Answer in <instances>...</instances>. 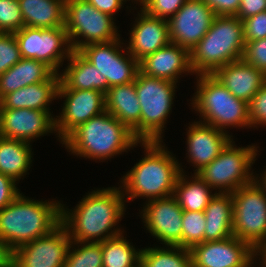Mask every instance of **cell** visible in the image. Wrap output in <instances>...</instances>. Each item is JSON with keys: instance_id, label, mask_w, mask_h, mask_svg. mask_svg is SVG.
Here are the masks:
<instances>
[{"instance_id": "12", "label": "cell", "mask_w": 266, "mask_h": 267, "mask_svg": "<svg viewBox=\"0 0 266 267\" xmlns=\"http://www.w3.org/2000/svg\"><path fill=\"white\" fill-rule=\"evenodd\" d=\"M121 41L119 38L107 43L89 44L78 51L106 77L109 87L135 81L139 71V62L126 47L123 49Z\"/></svg>"}, {"instance_id": "24", "label": "cell", "mask_w": 266, "mask_h": 267, "mask_svg": "<svg viewBox=\"0 0 266 267\" xmlns=\"http://www.w3.org/2000/svg\"><path fill=\"white\" fill-rule=\"evenodd\" d=\"M60 73L49 80L27 85L5 95L0 100V109H36L50 112L49 104L58 98Z\"/></svg>"}, {"instance_id": "6", "label": "cell", "mask_w": 266, "mask_h": 267, "mask_svg": "<svg viewBox=\"0 0 266 267\" xmlns=\"http://www.w3.org/2000/svg\"><path fill=\"white\" fill-rule=\"evenodd\" d=\"M196 79V92L190 101L200 114V122L226 133L229 127L250 128L247 102L237 99L213 74H199Z\"/></svg>"}, {"instance_id": "10", "label": "cell", "mask_w": 266, "mask_h": 267, "mask_svg": "<svg viewBox=\"0 0 266 267\" xmlns=\"http://www.w3.org/2000/svg\"><path fill=\"white\" fill-rule=\"evenodd\" d=\"M231 194L233 235L255 250L266 241V192L254 180Z\"/></svg>"}, {"instance_id": "34", "label": "cell", "mask_w": 266, "mask_h": 267, "mask_svg": "<svg viewBox=\"0 0 266 267\" xmlns=\"http://www.w3.org/2000/svg\"><path fill=\"white\" fill-rule=\"evenodd\" d=\"M204 211H185L182 213V248L191 249L204 242Z\"/></svg>"}, {"instance_id": "33", "label": "cell", "mask_w": 266, "mask_h": 267, "mask_svg": "<svg viewBox=\"0 0 266 267\" xmlns=\"http://www.w3.org/2000/svg\"><path fill=\"white\" fill-rule=\"evenodd\" d=\"M64 267H103L101 242L72 241Z\"/></svg>"}, {"instance_id": "1", "label": "cell", "mask_w": 266, "mask_h": 267, "mask_svg": "<svg viewBox=\"0 0 266 267\" xmlns=\"http://www.w3.org/2000/svg\"><path fill=\"white\" fill-rule=\"evenodd\" d=\"M124 199L121 186L93 190L73 210L62 204L61 223L73 242H103L124 233L117 226L127 208Z\"/></svg>"}, {"instance_id": "15", "label": "cell", "mask_w": 266, "mask_h": 267, "mask_svg": "<svg viewBox=\"0 0 266 267\" xmlns=\"http://www.w3.org/2000/svg\"><path fill=\"white\" fill-rule=\"evenodd\" d=\"M193 267H254L255 250L234 235L205 241L190 249Z\"/></svg>"}, {"instance_id": "23", "label": "cell", "mask_w": 266, "mask_h": 267, "mask_svg": "<svg viewBox=\"0 0 266 267\" xmlns=\"http://www.w3.org/2000/svg\"><path fill=\"white\" fill-rule=\"evenodd\" d=\"M106 111L125 124L141 141V106L135 81L111 86L105 94Z\"/></svg>"}, {"instance_id": "47", "label": "cell", "mask_w": 266, "mask_h": 267, "mask_svg": "<svg viewBox=\"0 0 266 267\" xmlns=\"http://www.w3.org/2000/svg\"><path fill=\"white\" fill-rule=\"evenodd\" d=\"M254 180L266 192V169L263 171L260 177L259 174H256Z\"/></svg>"}, {"instance_id": "48", "label": "cell", "mask_w": 266, "mask_h": 267, "mask_svg": "<svg viewBox=\"0 0 266 267\" xmlns=\"http://www.w3.org/2000/svg\"><path fill=\"white\" fill-rule=\"evenodd\" d=\"M134 267H143L142 263L140 262L139 264L135 265Z\"/></svg>"}, {"instance_id": "37", "label": "cell", "mask_w": 266, "mask_h": 267, "mask_svg": "<svg viewBox=\"0 0 266 267\" xmlns=\"http://www.w3.org/2000/svg\"><path fill=\"white\" fill-rule=\"evenodd\" d=\"M20 59L19 45L14 33L0 32V75Z\"/></svg>"}, {"instance_id": "28", "label": "cell", "mask_w": 266, "mask_h": 267, "mask_svg": "<svg viewBox=\"0 0 266 267\" xmlns=\"http://www.w3.org/2000/svg\"><path fill=\"white\" fill-rule=\"evenodd\" d=\"M24 26L56 28L65 26L66 0H18Z\"/></svg>"}, {"instance_id": "13", "label": "cell", "mask_w": 266, "mask_h": 267, "mask_svg": "<svg viewBox=\"0 0 266 267\" xmlns=\"http://www.w3.org/2000/svg\"><path fill=\"white\" fill-rule=\"evenodd\" d=\"M64 99L60 116H55L59 142L80 124L106 111L105 94L99 90L58 89V99Z\"/></svg>"}, {"instance_id": "45", "label": "cell", "mask_w": 266, "mask_h": 267, "mask_svg": "<svg viewBox=\"0 0 266 267\" xmlns=\"http://www.w3.org/2000/svg\"><path fill=\"white\" fill-rule=\"evenodd\" d=\"M14 250L0 239V267H13Z\"/></svg>"}, {"instance_id": "42", "label": "cell", "mask_w": 266, "mask_h": 267, "mask_svg": "<svg viewBox=\"0 0 266 267\" xmlns=\"http://www.w3.org/2000/svg\"><path fill=\"white\" fill-rule=\"evenodd\" d=\"M216 16H236L241 0H202Z\"/></svg>"}, {"instance_id": "49", "label": "cell", "mask_w": 266, "mask_h": 267, "mask_svg": "<svg viewBox=\"0 0 266 267\" xmlns=\"http://www.w3.org/2000/svg\"><path fill=\"white\" fill-rule=\"evenodd\" d=\"M260 263H261L260 264L261 267H266L261 261H260Z\"/></svg>"}, {"instance_id": "39", "label": "cell", "mask_w": 266, "mask_h": 267, "mask_svg": "<svg viewBox=\"0 0 266 267\" xmlns=\"http://www.w3.org/2000/svg\"><path fill=\"white\" fill-rule=\"evenodd\" d=\"M250 128L266 126V82L248 104Z\"/></svg>"}, {"instance_id": "8", "label": "cell", "mask_w": 266, "mask_h": 267, "mask_svg": "<svg viewBox=\"0 0 266 267\" xmlns=\"http://www.w3.org/2000/svg\"><path fill=\"white\" fill-rule=\"evenodd\" d=\"M176 84L138 71L135 89L141 106V141H163L162 134L172 111Z\"/></svg>"}, {"instance_id": "20", "label": "cell", "mask_w": 266, "mask_h": 267, "mask_svg": "<svg viewBox=\"0 0 266 267\" xmlns=\"http://www.w3.org/2000/svg\"><path fill=\"white\" fill-rule=\"evenodd\" d=\"M134 23L129 43L124 46L138 62L171 42L166 19L151 17L140 10Z\"/></svg>"}, {"instance_id": "44", "label": "cell", "mask_w": 266, "mask_h": 267, "mask_svg": "<svg viewBox=\"0 0 266 267\" xmlns=\"http://www.w3.org/2000/svg\"><path fill=\"white\" fill-rule=\"evenodd\" d=\"M100 12L106 13L110 16H115L116 12L118 13L119 9L121 10L122 6L128 0H87ZM130 1V0H129ZM136 0H132V3Z\"/></svg>"}, {"instance_id": "32", "label": "cell", "mask_w": 266, "mask_h": 267, "mask_svg": "<svg viewBox=\"0 0 266 267\" xmlns=\"http://www.w3.org/2000/svg\"><path fill=\"white\" fill-rule=\"evenodd\" d=\"M141 263L143 267H193L189 249L169 245L143 248Z\"/></svg>"}, {"instance_id": "18", "label": "cell", "mask_w": 266, "mask_h": 267, "mask_svg": "<svg viewBox=\"0 0 266 267\" xmlns=\"http://www.w3.org/2000/svg\"><path fill=\"white\" fill-rule=\"evenodd\" d=\"M54 132L55 117L51 112L25 108L0 109L1 137L31 144L35 138Z\"/></svg>"}, {"instance_id": "22", "label": "cell", "mask_w": 266, "mask_h": 267, "mask_svg": "<svg viewBox=\"0 0 266 267\" xmlns=\"http://www.w3.org/2000/svg\"><path fill=\"white\" fill-rule=\"evenodd\" d=\"M213 75L237 98L249 104L266 82V75L242 59L218 68Z\"/></svg>"}, {"instance_id": "38", "label": "cell", "mask_w": 266, "mask_h": 267, "mask_svg": "<svg viewBox=\"0 0 266 267\" xmlns=\"http://www.w3.org/2000/svg\"><path fill=\"white\" fill-rule=\"evenodd\" d=\"M242 60L266 75V38L245 43Z\"/></svg>"}, {"instance_id": "30", "label": "cell", "mask_w": 266, "mask_h": 267, "mask_svg": "<svg viewBox=\"0 0 266 267\" xmlns=\"http://www.w3.org/2000/svg\"><path fill=\"white\" fill-rule=\"evenodd\" d=\"M186 176L184 171L179 174L173 196L182 210L204 211L217 191L213 194V189L195 173Z\"/></svg>"}, {"instance_id": "46", "label": "cell", "mask_w": 266, "mask_h": 267, "mask_svg": "<svg viewBox=\"0 0 266 267\" xmlns=\"http://www.w3.org/2000/svg\"><path fill=\"white\" fill-rule=\"evenodd\" d=\"M255 256L256 258H260L259 261L261 260V262L266 266V241L255 249Z\"/></svg>"}, {"instance_id": "11", "label": "cell", "mask_w": 266, "mask_h": 267, "mask_svg": "<svg viewBox=\"0 0 266 267\" xmlns=\"http://www.w3.org/2000/svg\"><path fill=\"white\" fill-rule=\"evenodd\" d=\"M14 35L21 58L43 62L55 73H60V66L74 51L65 26L44 29L24 26Z\"/></svg>"}, {"instance_id": "43", "label": "cell", "mask_w": 266, "mask_h": 267, "mask_svg": "<svg viewBox=\"0 0 266 267\" xmlns=\"http://www.w3.org/2000/svg\"><path fill=\"white\" fill-rule=\"evenodd\" d=\"M263 11H266V0H241L236 16L242 21Z\"/></svg>"}, {"instance_id": "26", "label": "cell", "mask_w": 266, "mask_h": 267, "mask_svg": "<svg viewBox=\"0 0 266 267\" xmlns=\"http://www.w3.org/2000/svg\"><path fill=\"white\" fill-rule=\"evenodd\" d=\"M54 74L55 72L43 62L21 58L19 62L0 75V100L22 87L45 82Z\"/></svg>"}, {"instance_id": "19", "label": "cell", "mask_w": 266, "mask_h": 267, "mask_svg": "<svg viewBox=\"0 0 266 267\" xmlns=\"http://www.w3.org/2000/svg\"><path fill=\"white\" fill-rule=\"evenodd\" d=\"M187 130V162H191L194 173L210 164L232 140V135L211 125L194 121Z\"/></svg>"}, {"instance_id": "9", "label": "cell", "mask_w": 266, "mask_h": 267, "mask_svg": "<svg viewBox=\"0 0 266 267\" xmlns=\"http://www.w3.org/2000/svg\"><path fill=\"white\" fill-rule=\"evenodd\" d=\"M114 21L112 16L100 12L87 0H66L65 29L74 51L89 44L119 39Z\"/></svg>"}, {"instance_id": "36", "label": "cell", "mask_w": 266, "mask_h": 267, "mask_svg": "<svg viewBox=\"0 0 266 267\" xmlns=\"http://www.w3.org/2000/svg\"><path fill=\"white\" fill-rule=\"evenodd\" d=\"M187 0H136L140 9L155 18L169 19L185 4Z\"/></svg>"}, {"instance_id": "25", "label": "cell", "mask_w": 266, "mask_h": 267, "mask_svg": "<svg viewBox=\"0 0 266 267\" xmlns=\"http://www.w3.org/2000/svg\"><path fill=\"white\" fill-rule=\"evenodd\" d=\"M67 61L63 73L60 72L59 89L99 90L107 93L110 87L106 77L78 51H73Z\"/></svg>"}, {"instance_id": "5", "label": "cell", "mask_w": 266, "mask_h": 267, "mask_svg": "<svg viewBox=\"0 0 266 267\" xmlns=\"http://www.w3.org/2000/svg\"><path fill=\"white\" fill-rule=\"evenodd\" d=\"M243 22L237 16H216L203 38L190 50L194 75L213 74L218 68L242 59Z\"/></svg>"}, {"instance_id": "41", "label": "cell", "mask_w": 266, "mask_h": 267, "mask_svg": "<svg viewBox=\"0 0 266 267\" xmlns=\"http://www.w3.org/2000/svg\"><path fill=\"white\" fill-rule=\"evenodd\" d=\"M17 184L11 177L0 173V211L20 194Z\"/></svg>"}, {"instance_id": "3", "label": "cell", "mask_w": 266, "mask_h": 267, "mask_svg": "<svg viewBox=\"0 0 266 267\" xmlns=\"http://www.w3.org/2000/svg\"><path fill=\"white\" fill-rule=\"evenodd\" d=\"M60 201L35 200L20 193L0 211V239L12 250L51 233L61 224Z\"/></svg>"}, {"instance_id": "31", "label": "cell", "mask_w": 266, "mask_h": 267, "mask_svg": "<svg viewBox=\"0 0 266 267\" xmlns=\"http://www.w3.org/2000/svg\"><path fill=\"white\" fill-rule=\"evenodd\" d=\"M103 267H134L141 262L142 249H135L121 233L101 242Z\"/></svg>"}, {"instance_id": "29", "label": "cell", "mask_w": 266, "mask_h": 267, "mask_svg": "<svg viewBox=\"0 0 266 267\" xmlns=\"http://www.w3.org/2000/svg\"><path fill=\"white\" fill-rule=\"evenodd\" d=\"M32 155L30 143L0 136V173L18 183L30 170Z\"/></svg>"}, {"instance_id": "2", "label": "cell", "mask_w": 266, "mask_h": 267, "mask_svg": "<svg viewBox=\"0 0 266 267\" xmlns=\"http://www.w3.org/2000/svg\"><path fill=\"white\" fill-rule=\"evenodd\" d=\"M162 143L139 141L145 156L120 181L125 202L139 197L150 201L173 195L177 178L184 169Z\"/></svg>"}, {"instance_id": "35", "label": "cell", "mask_w": 266, "mask_h": 267, "mask_svg": "<svg viewBox=\"0 0 266 267\" xmlns=\"http://www.w3.org/2000/svg\"><path fill=\"white\" fill-rule=\"evenodd\" d=\"M23 27L18 0H0V32L14 33Z\"/></svg>"}, {"instance_id": "27", "label": "cell", "mask_w": 266, "mask_h": 267, "mask_svg": "<svg viewBox=\"0 0 266 267\" xmlns=\"http://www.w3.org/2000/svg\"><path fill=\"white\" fill-rule=\"evenodd\" d=\"M205 241L223 240L233 236V197L216 193L204 210Z\"/></svg>"}, {"instance_id": "17", "label": "cell", "mask_w": 266, "mask_h": 267, "mask_svg": "<svg viewBox=\"0 0 266 267\" xmlns=\"http://www.w3.org/2000/svg\"><path fill=\"white\" fill-rule=\"evenodd\" d=\"M215 17L213 10L202 0H187L167 20L171 42L190 51L207 33Z\"/></svg>"}, {"instance_id": "40", "label": "cell", "mask_w": 266, "mask_h": 267, "mask_svg": "<svg viewBox=\"0 0 266 267\" xmlns=\"http://www.w3.org/2000/svg\"><path fill=\"white\" fill-rule=\"evenodd\" d=\"M245 43L266 38V11L242 20Z\"/></svg>"}, {"instance_id": "4", "label": "cell", "mask_w": 266, "mask_h": 267, "mask_svg": "<svg viewBox=\"0 0 266 267\" xmlns=\"http://www.w3.org/2000/svg\"><path fill=\"white\" fill-rule=\"evenodd\" d=\"M138 144L133 132L107 111L80 124L62 141L73 155L100 162L128 152Z\"/></svg>"}, {"instance_id": "16", "label": "cell", "mask_w": 266, "mask_h": 267, "mask_svg": "<svg viewBox=\"0 0 266 267\" xmlns=\"http://www.w3.org/2000/svg\"><path fill=\"white\" fill-rule=\"evenodd\" d=\"M182 213V208L172 195L146 201L139 214L146 230L161 244L182 247Z\"/></svg>"}, {"instance_id": "21", "label": "cell", "mask_w": 266, "mask_h": 267, "mask_svg": "<svg viewBox=\"0 0 266 267\" xmlns=\"http://www.w3.org/2000/svg\"><path fill=\"white\" fill-rule=\"evenodd\" d=\"M139 71L175 83L179 82L183 73L194 74L190 64V51L172 42L139 61Z\"/></svg>"}, {"instance_id": "14", "label": "cell", "mask_w": 266, "mask_h": 267, "mask_svg": "<svg viewBox=\"0 0 266 267\" xmlns=\"http://www.w3.org/2000/svg\"><path fill=\"white\" fill-rule=\"evenodd\" d=\"M71 243L61 223L51 233L15 249L13 267H64Z\"/></svg>"}, {"instance_id": "7", "label": "cell", "mask_w": 266, "mask_h": 267, "mask_svg": "<svg viewBox=\"0 0 266 267\" xmlns=\"http://www.w3.org/2000/svg\"><path fill=\"white\" fill-rule=\"evenodd\" d=\"M258 152V146L237 147L232 139L210 164L195 174L213 190L218 189V193H233L254 181L251 169Z\"/></svg>"}]
</instances>
